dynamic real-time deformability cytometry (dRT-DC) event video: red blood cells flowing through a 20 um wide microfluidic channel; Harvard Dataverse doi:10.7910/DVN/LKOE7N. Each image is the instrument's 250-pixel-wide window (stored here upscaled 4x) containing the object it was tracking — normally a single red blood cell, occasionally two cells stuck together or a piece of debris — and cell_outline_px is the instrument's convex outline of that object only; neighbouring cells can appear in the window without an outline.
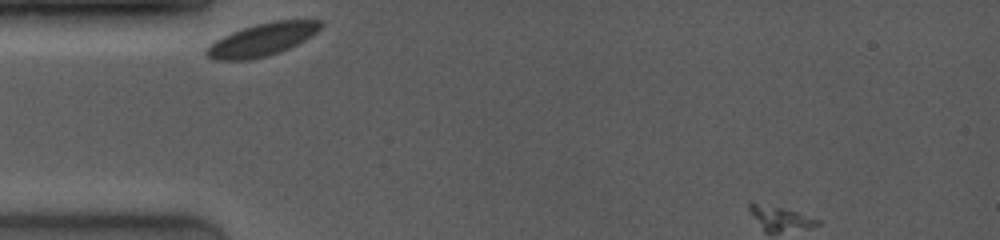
{"species": "common noctule bat (a hibernating species)", "species_latin": "Nyctalus noctula", "temperature_condition": "room temperature", "stored_images_in_passage": 31, "camera_frame_rate_fps": 4000, "um_per_image_px": 0.085, "animal": {"sex": "female", "body_mass_g": 19.0, "forearm_length_mm": 53.3}, "frame": {"image": 1, "passage_image": 1, "time_ms": 0.0, "image_size_px": [1000, 240], "cell_outline_px": [[324, 24], [312, 36], [280, 52], [248, 60], [212, 60], [204, 52], [216, 40], [232, 32], [256, 24], [272, 20], [324, 20]], "centroid_in_image_um": [22.31, 3.36], "position_along_channel_um": 62.7, "area_um2": 21.5}}
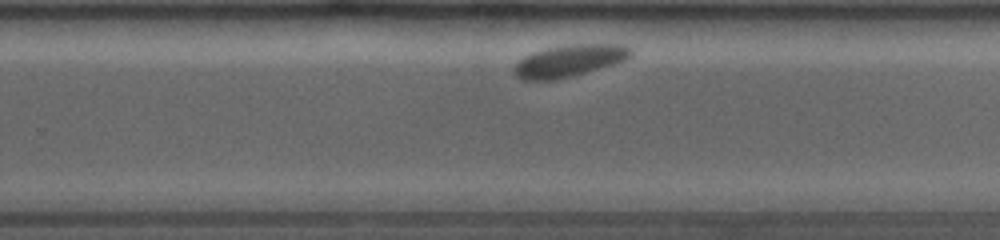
{"frame": {"image": 2, "passage_image": 23, "time_ms": 6.25, "image_size_px": [1000, 240], "cell_outline_px": [[632, 52], [624, 60], [612, 64], [572, 76], [556, 80], [520, 80], [512, 72], [512, 68], [524, 56], [532, 52], [564, 44], [624, 44]], "centroid_in_image_um": [48.3, 5.17], "position_along_channel_um": 281.5, "area_um2": 21.62}}
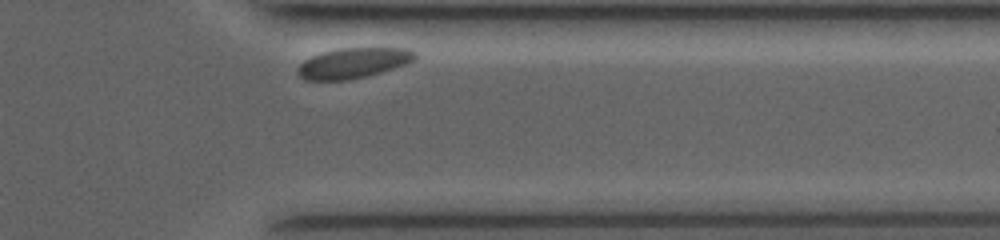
{"frame": {"image": 3, "passage_image": 30, "time_ms": 9.0, "image_size_px": [1000, 240], "cell_outline_px": [[416, 60], [408, 64], [368, 76], [348, 80], [304, 80], [296, 72], [300, 64], [304, 60], [312, 56], [324, 52], [340, 48], [408, 48], [416, 52]], "centroid_in_image_um": [30.07, 5.36], "position_along_channel_um": 381.3, "area_um2": 20.87}}